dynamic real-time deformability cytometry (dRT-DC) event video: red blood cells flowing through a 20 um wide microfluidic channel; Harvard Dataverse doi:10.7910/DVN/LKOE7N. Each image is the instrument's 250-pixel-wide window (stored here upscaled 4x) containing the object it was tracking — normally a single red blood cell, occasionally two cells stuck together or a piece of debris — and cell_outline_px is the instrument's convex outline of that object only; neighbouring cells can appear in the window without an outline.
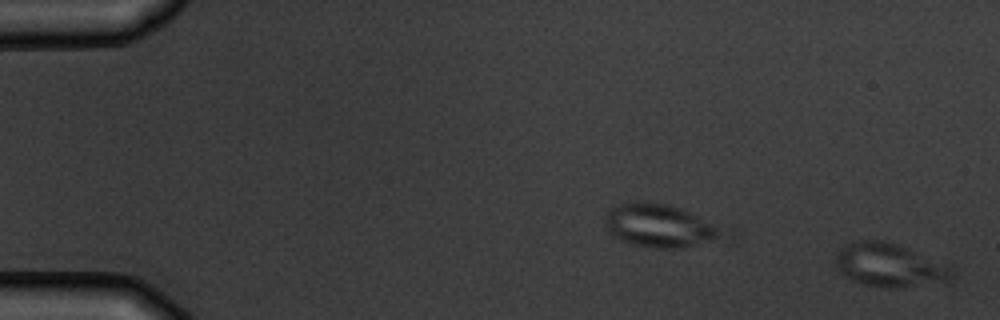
{"species": "common noctule bat (a hibernating species)", "species_latin": "Nyctalus noctula", "temperature_condition": "warm", "stored_images_in_passage": 2, "segment_of_instrument_passage": [2, 2], "camera_frame_rate_fps": 3000, "um_per_image_px": 0.085, "animal": {"sex": "male", "body_mass_g": 19.5, "forearm_length_mm": 54.6}, "frame": {"image": 1, "passage_image": 2, "time_ms": 1.0, "image_size_px": [1000, 320], "cell_outline_px": [[956, 276], [952, 280], [896, 288], [888, 288], [864, 284], [852, 280], [844, 276], [840, 272], [836, 264], [836, 252], [840, 248], [852, 240], [884, 240], [908, 248], [952, 268]], "centroid_in_image_um": [75.57, 22.53], "position_along_channel_um": 9.4, "area_um2": 29.3}}